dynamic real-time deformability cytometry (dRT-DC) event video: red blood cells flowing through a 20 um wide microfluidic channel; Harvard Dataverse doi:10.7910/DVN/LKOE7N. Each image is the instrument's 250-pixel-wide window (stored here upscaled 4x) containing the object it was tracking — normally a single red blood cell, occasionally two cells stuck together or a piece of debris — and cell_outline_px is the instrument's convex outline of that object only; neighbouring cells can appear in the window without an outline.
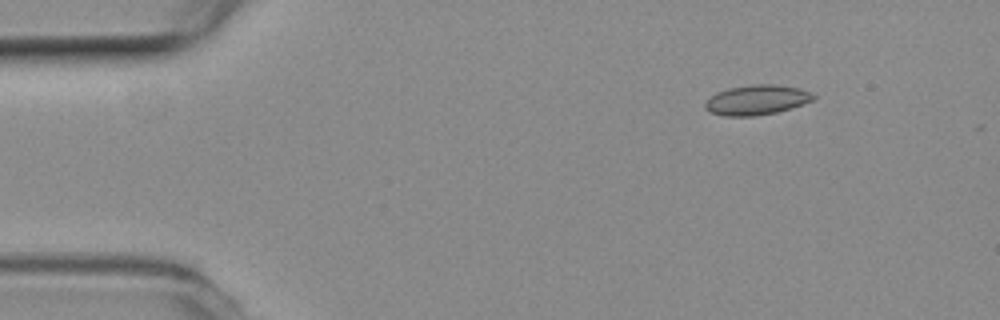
{"species": "common noctule bat (a hibernating species)", "species_latin": "Nyctalus noctula", "temperature_condition": "room temperature", "stored_images_in_passage": 4, "camera_frame_rate_fps": 3000, "um_per_image_px": 0.085, "animal": {"sex": "female", "body_mass_g": 19.3, "forearm_length_mm": 54.1}, "frame": {"image": 1, "passage_image": 2, "time_ms": 0.333, "image_size_px": [1000, 320], "cell_outline_px": [[816, 96], [812, 100], [776, 112], [752, 116], [724, 116], [712, 112], [704, 108], [704, 104], [716, 92], [728, 88], [752, 84], [772, 84], [800, 88], [812, 92]], "centroid_in_image_um": [64.3, 8.48], "position_along_channel_um": 20.7, "area_um2": 18.61}}